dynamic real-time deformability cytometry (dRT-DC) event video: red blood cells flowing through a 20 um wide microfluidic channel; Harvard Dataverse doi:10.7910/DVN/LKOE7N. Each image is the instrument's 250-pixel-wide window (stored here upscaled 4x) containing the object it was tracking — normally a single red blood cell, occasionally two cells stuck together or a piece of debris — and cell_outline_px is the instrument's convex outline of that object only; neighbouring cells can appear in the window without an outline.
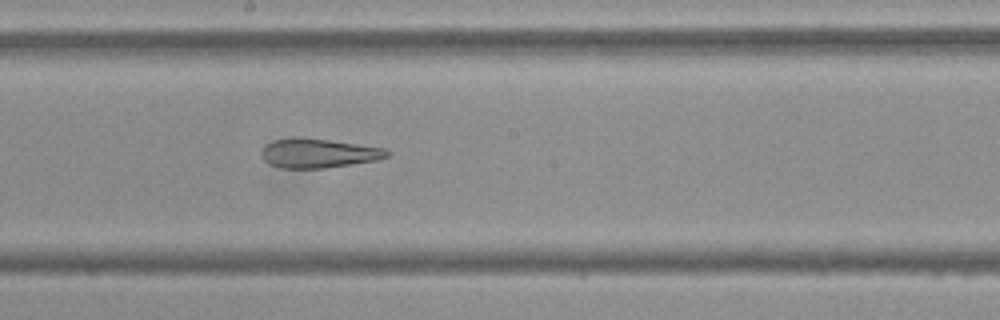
{"species": "Egyptian fruit bat (a non-hibernating species)", "species_latin": "Rousettus aegyptiacus", "temperature_condition": "cold", "stored_images_in_passage": 55, "camera_frame_rate_fps": 3000, "um_per_image_px": 0.085, "frame": {"image": 1, "passage_image": 30, "time_ms": 9.667, "image_size_px": [1000, 320], "cell_outline_px": [[388, 156], [376, 160], [324, 168], [280, 168], [268, 164], [264, 160], [260, 152], [272, 140], [328, 140], [384, 148], [388, 152]], "centroid_in_image_um": [27.06, 13.07], "position_along_channel_um": 221.1, "area_um2": 20.4}}
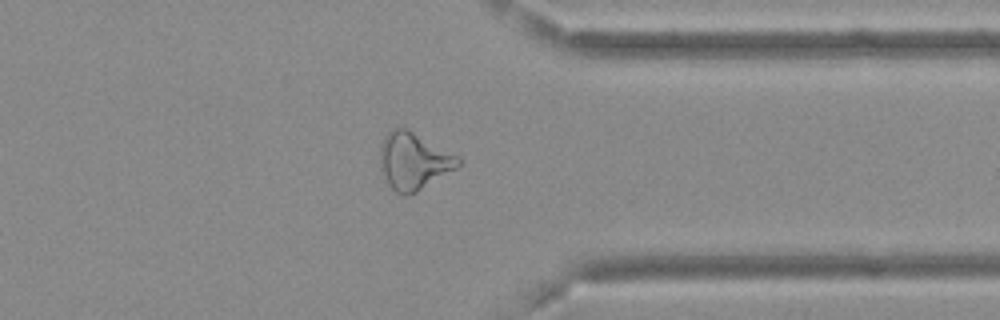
{"frame": {"image": 2, "passage_image": 43, "time_ms": 14.0, "image_size_px": [1000, 320], "cell_outline_px": [[460, 164], [456, 168], [416, 192], [408, 196], [404, 196], [396, 192], [388, 184], [380, 160], [380, 144], [384, 136], [392, 128], [408, 128], [460, 156]], "centroid_in_image_um": [35.17, 13.66], "position_along_channel_um": 376.2, "area_um2": 25.89}}
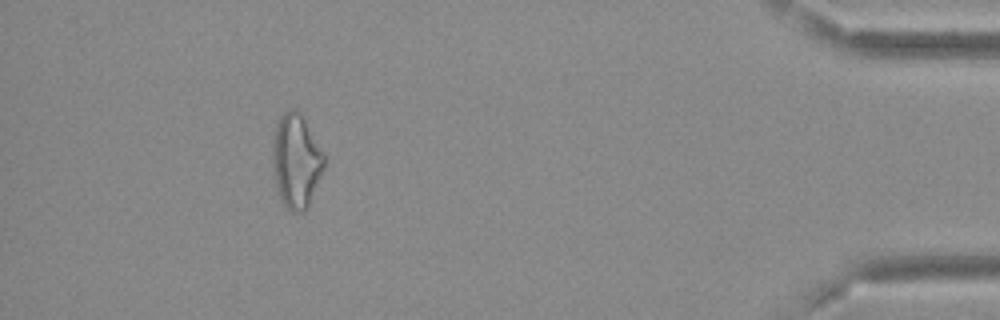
{"frame": {"image": 3, "passage_image": 50, "time_ms": 16.333, "image_size_px": [1000, 320], "cell_outline_px": [[324, 168], [308, 208], [304, 212], [292, 212], [284, 204], [276, 188], [272, 164], [272, 144], [276, 124], [280, 116], [288, 108], [296, 108], [300, 112], [324, 152]], "centroid_in_image_um": [25.17, 13.66], "position_along_channel_um": 410.0, "area_um2": 28.5}, "authors_computed_cell_mechanics": {"area_um2": 26.9348, "velocity_mm_per_s": 3.7114, "shape_relaxation_time_tau1_ms": null, "shape_relaxation_time_tau2_ms": 4.9948, "deformation_change_tau1": null, "deformation_change_tau2": 0.1722}}